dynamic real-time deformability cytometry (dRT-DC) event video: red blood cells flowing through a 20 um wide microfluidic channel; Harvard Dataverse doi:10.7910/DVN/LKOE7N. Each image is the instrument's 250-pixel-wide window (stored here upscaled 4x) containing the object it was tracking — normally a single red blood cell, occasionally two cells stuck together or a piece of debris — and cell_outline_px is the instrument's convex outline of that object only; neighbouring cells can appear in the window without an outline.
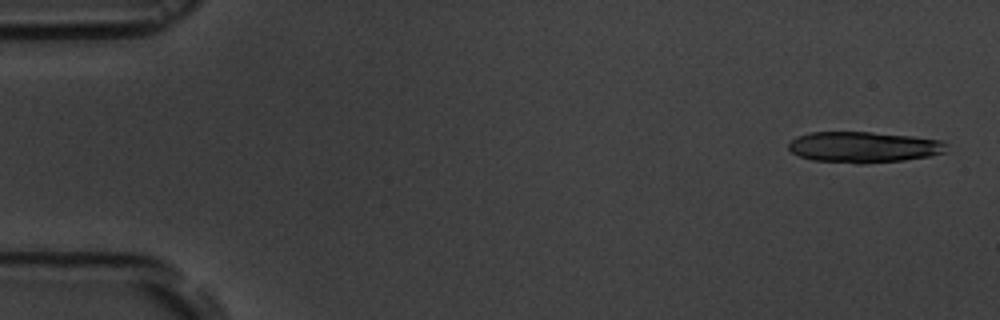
{"species": "common noctule bat (a hibernating species)", "species_latin": "Nyctalus noctula", "temperature_condition": "room temperature", "stored_images_in_passage": 5, "camera_frame_rate_fps": 3000, "um_per_image_px": 0.085, "animal": {"sex": "male", "body_mass_g": 19.5, "forearm_length_mm": 54.6}, "frame": {"image": 1, "passage_image": 1, "time_ms": 0.0, "image_size_px": [1000, 320], "cell_outline_px": [[948, 152], [928, 156], [904, 160], [864, 164], [856, 164], [812, 160], [800, 156], [792, 152], [788, 148], [788, 144], [796, 136], [812, 132], [872, 132], [912, 136], [944, 140], [948, 144]], "centroid_in_image_um": [73.46, 12.51], "position_along_channel_um": 11.5, "area_um2": 28.84}}